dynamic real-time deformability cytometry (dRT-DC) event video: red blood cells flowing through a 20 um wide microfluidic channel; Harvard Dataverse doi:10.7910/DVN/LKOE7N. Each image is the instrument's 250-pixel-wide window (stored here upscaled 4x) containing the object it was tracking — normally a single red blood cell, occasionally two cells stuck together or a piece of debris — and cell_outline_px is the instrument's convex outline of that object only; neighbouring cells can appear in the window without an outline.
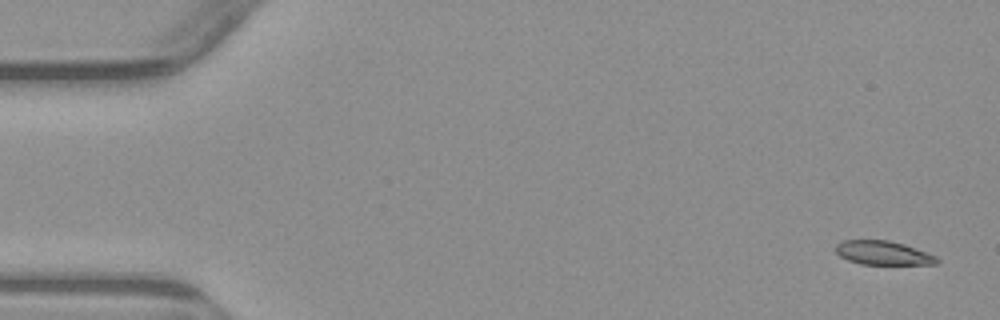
{"species": "common noctule bat (a hibernating species)", "species_latin": "Nyctalus noctula", "temperature_condition": "warm", "stored_images_in_passage": 4, "camera_frame_rate_fps": 3000, "um_per_image_px": 0.085, "animal": {"sex": "male", "body_mass_g": 23.1, "forearm_length_mm": 52.7}, "frame": {"image": 1, "passage_image": 1, "time_ms": 0.0, "image_size_px": [1000, 320], "cell_outline_px": [[940, 260], [936, 264], [860, 264], [848, 260], [840, 256], [836, 252], [836, 244], [844, 240], [888, 240], [904, 244], [936, 256]], "centroid_in_image_um": [75.05, 21.5], "position_along_channel_um": 10.0, "area_um2": 13.99}}
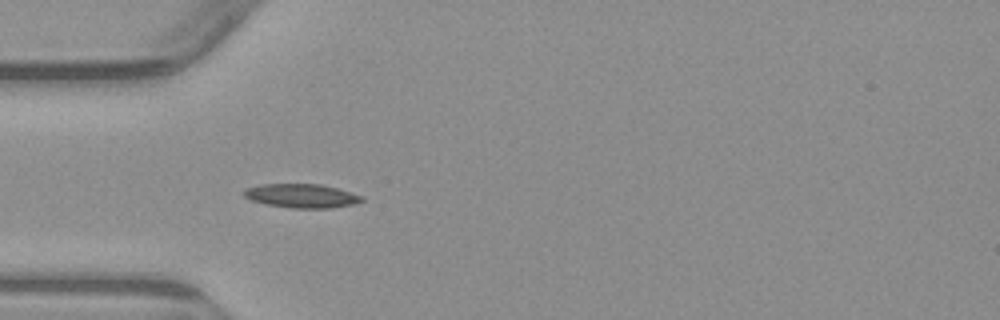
{"frame": {"image": 2, "passage_image": 4, "time_ms": 4.667, "image_size_px": [1000, 320], "cell_outline_px": [[364, 200], [352, 204], [332, 208], [292, 208], [264, 204], [252, 200], [244, 196], [244, 188], [260, 184], [320, 184], [336, 188], [364, 196]], "centroid_in_image_um": [25.62, 16.64], "position_along_channel_um": 59.4, "area_um2": 16.42}}